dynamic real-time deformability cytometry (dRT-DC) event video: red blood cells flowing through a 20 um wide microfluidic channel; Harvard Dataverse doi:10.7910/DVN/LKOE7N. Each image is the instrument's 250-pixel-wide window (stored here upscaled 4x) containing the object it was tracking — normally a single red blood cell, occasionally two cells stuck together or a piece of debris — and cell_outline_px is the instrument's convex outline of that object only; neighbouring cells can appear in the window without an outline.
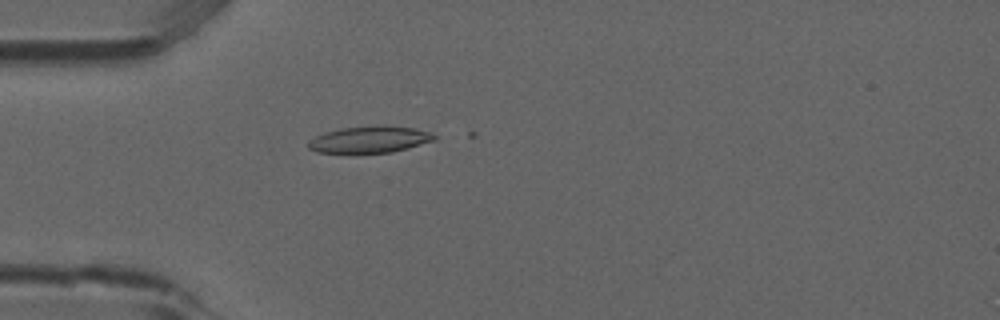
{"species": "common noctule bat (a hibernating species)", "species_latin": "Nyctalus noctula", "temperature_condition": "room temperature", "stored_images_in_passage": 5, "camera_frame_rate_fps": 3000, "um_per_image_px": 0.085, "animal": {"sex": "male", "forearm_length_mm": 52.5}, "frame": {"image": 1, "passage_image": 4, "time_ms": 1.0, "image_size_px": [1000, 320], "cell_outline_px": [[436, 140], [408, 148], [392, 152], [316, 152], [308, 148], [308, 140], [324, 132], [340, 128], [376, 124], [388, 124], [416, 128], [432, 132], [436, 136]], "centroid_in_image_um": [31.47, 11.82], "position_along_channel_um": 53.5, "area_um2": 19.94}}